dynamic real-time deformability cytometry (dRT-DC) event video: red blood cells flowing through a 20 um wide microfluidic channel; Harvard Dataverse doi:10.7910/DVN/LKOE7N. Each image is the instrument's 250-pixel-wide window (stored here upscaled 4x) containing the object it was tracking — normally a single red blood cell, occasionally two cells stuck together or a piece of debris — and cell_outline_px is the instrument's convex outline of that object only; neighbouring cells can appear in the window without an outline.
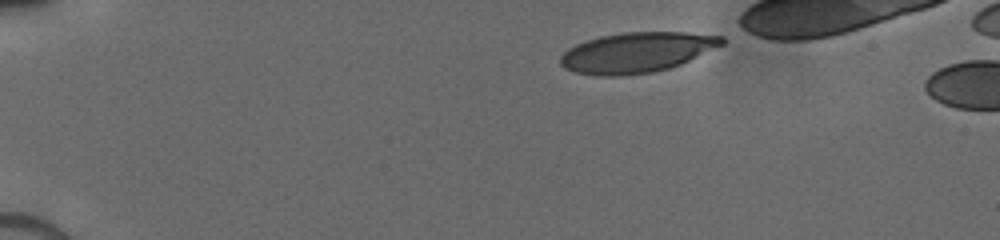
{"species": "human", "species_latin": "Homo sapiens", "temperature_condition": "cold", "stored_images_in_passage": 2, "camera_frame_rate_fps": 3000, "um_per_image_px": 0.085, "donor": {"sex": "male"}, "frame": {"image": 1, "passage_image": 1, "time_ms": 0.0, "image_size_px": [1000, 240], "cell_outline_px": [[724, 44], [680, 64], [668, 68], [652, 72], [620, 76], [604, 76], [576, 72], [564, 68], [560, 64], [560, 56], [568, 48], [576, 44], [600, 36], [620, 32], [688, 32], [724, 36]], "centroid_in_image_um": [54.12, 4.44], "position_along_channel_um": 30.9, "area_um2": 37.74}}